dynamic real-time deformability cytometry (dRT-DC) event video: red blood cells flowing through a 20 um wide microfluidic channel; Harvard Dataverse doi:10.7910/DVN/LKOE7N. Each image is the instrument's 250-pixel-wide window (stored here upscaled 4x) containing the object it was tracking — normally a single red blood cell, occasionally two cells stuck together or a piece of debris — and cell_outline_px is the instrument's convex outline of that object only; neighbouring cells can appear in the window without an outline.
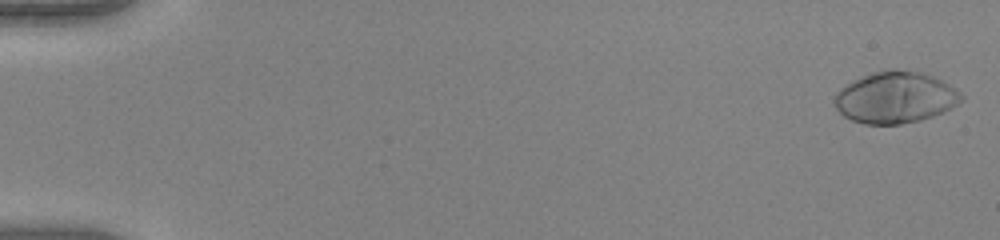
{"species": "human", "species_latin": "Homo sapiens", "temperature_condition": "warm", "stored_images_in_passage": 51, "camera_frame_rate_fps": 3000, "um_per_image_px": 0.085, "donor": {"sex": "female"}, "frame": {"image": 1, "passage_image": 1, "time_ms": 0.0, "image_size_px": [1000, 240], "cell_outline_px": [[964, 100], [932, 116], [920, 120], [900, 124], [864, 124], [852, 120], [844, 116], [832, 104], [832, 96], [844, 84], [872, 72], [916, 72], [940, 80], [948, 84], [960, 92], [964, 96]], "centroid_in_image_um": [76.02, 8.32], "position_along_channel_um": 9.0, "area_um2": 37.28}}
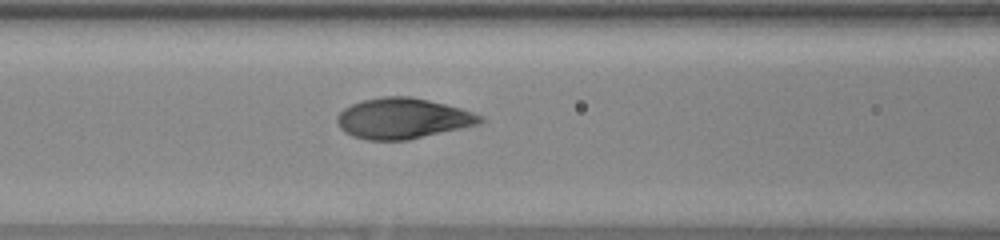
{"frame": {"image": 2, "passage_image": 23, "time_ms": 7.333, "image_size_px": [1000, 240], "cell_outline_px": [[484, 120], [480, 124], [408, 140], [368, 140], [352, 136], [344, 132], [340, 128], [336, 120], [336, 116], [344, 108], [352, 104], [364, 100], [380, 96], [408, 96], [428, 100], [460, 108], [484, 116]], "centroid_in_image_um": [34.22, 10.07], "position_along_channel_um": 132.4, "area_um2": 33.87}}
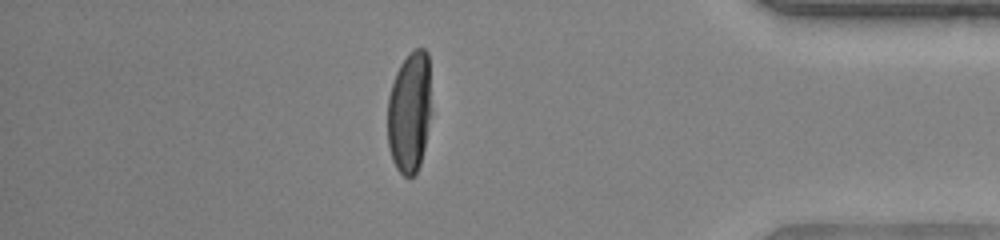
{"frame": {"image": 3, "passage_image": 45, "time_ms": 14.667, "image_size_px": [1000, 240], "cell_outline_px": [[428, 120], [424, 148], [420, 164], [416, 176], [408, 180], [396, 168], [392, 160], [388, 144], [388, 96], [396, 72], [400, 64], [416, 48], [424, 48], [428, 52]], "centroid_in_image_um": [34.76, 9.61], "position_along_channel_um": 400.4, "area_um2": 30.29}, "authors_computed_cell_mechanics": {"area_um2": 34.102, "velocity_mm_per_s": 4.0512, "shape_relaxation_time_tau1_ms": 3.425, "shape_relaxation_time_tau2_ms": null, "deformation_change_tau1": 0.2475, "deformation_change_tau2": null}}